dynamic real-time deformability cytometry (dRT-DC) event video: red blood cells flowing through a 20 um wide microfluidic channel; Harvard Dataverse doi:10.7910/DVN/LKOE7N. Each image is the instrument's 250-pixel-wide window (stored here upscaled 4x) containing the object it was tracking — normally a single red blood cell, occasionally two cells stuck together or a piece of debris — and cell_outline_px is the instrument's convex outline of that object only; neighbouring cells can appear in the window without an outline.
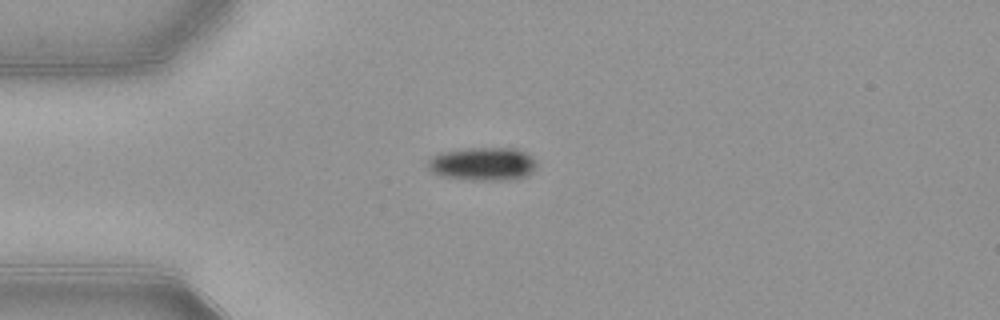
{"species": "common noctule bat (a hibernating species)", "species_latin": "Nyctalus noctula", "temperature_condition": "warm", "stored_images_in_passage": 40, "camera_frame_rate_fps": 3000, "um_per_image_px": 0.085, "animal": {"sex": "female", "body_mass_g": 21.9}, "frame": {"image": 1, "passage_image": 1, "time_ms": 0.0, "image_size_px": [1000, 320], "cell_outline_px": [[536, 168], [528, 176], [512, 180], [468, 180], [440, 176], [432, 172], [428, 168], [428, 160], [432, 156], [440, 152], [468, 148], [512, 148], [524, 152], [532, 156], [536, 164]], "centroid_in_image_um": [41.03, 13.95], "position_along_channel_um": 44.0, "area_um2": 21.33}}
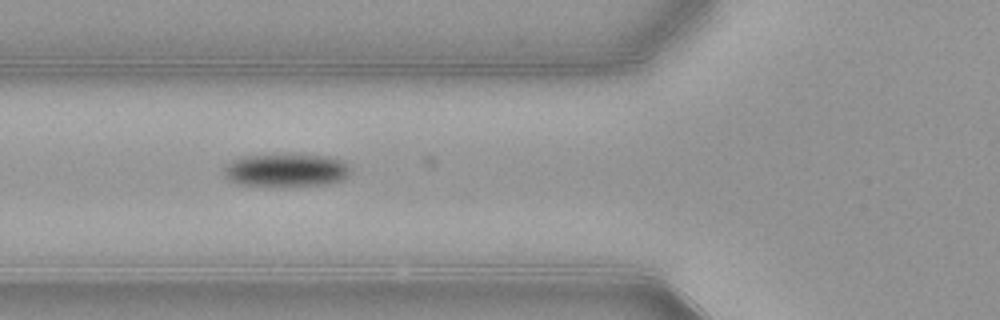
{"frame": {"image": 2, "passage_image": 7, "time_ms": 2.0, "image_size_px": [1000, 320], "cell_outline_px": [[352, 172], [344, 180], [328, 184], [288, 188], [284, 188], [240, 184], [232, 180], [224, 172], [224, 168], [228, 164], [244, 156], [324, 156], [340, 160], [352, 168]], "centroid_in_image_um": [24.42, 14.54], "position_along_channel_um": 101.4, "area_um2": 24.28}}
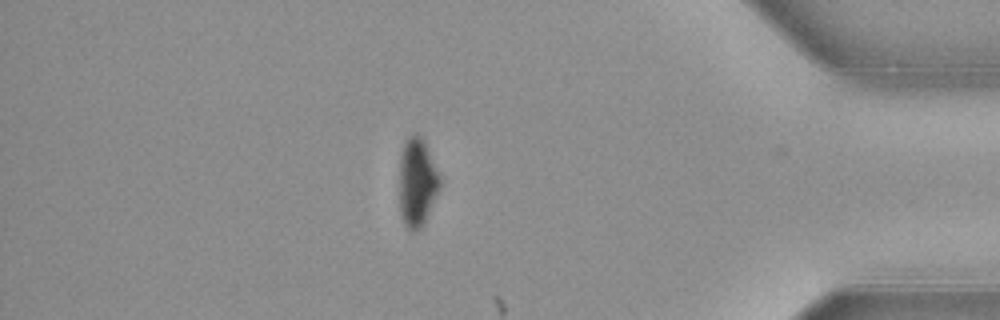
{"frame": {"image": 3, "passage_image": 33, "time_ms": 10.667, "image_size_px": [1000, 320], "cell_outline_px": [[440, 188], [424, 224], [416, 232], [412, 232], [404, 224], [400, 212], [400, 156], [404, 140], [412, 132], [416, 132], [424, 140], [440, 176]], "centroid_in_image_um": [35.45, 15.48], "position_along_channel_um": 399.7, "area_um2": 21.1}}